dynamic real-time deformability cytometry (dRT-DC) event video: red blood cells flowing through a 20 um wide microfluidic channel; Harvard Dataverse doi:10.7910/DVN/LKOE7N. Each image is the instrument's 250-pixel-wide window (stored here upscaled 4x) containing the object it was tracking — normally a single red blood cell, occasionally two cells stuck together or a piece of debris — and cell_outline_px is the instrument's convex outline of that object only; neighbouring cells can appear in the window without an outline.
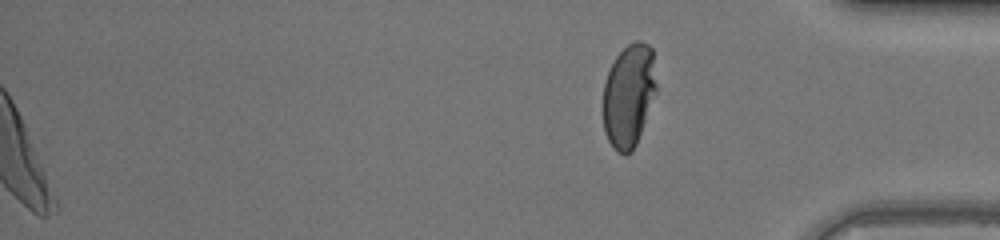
{"species": "human", "species_latin": "Homo sapiens", "temperature_condition": "warm", "stored_images_in_passage": 48, "segment_of_instrument_passage": [2, 2], "camera_frame_rate_fps": 3000, "um_per_image_px": 0.085, "donor": {"sex": "female"}, "frame": {"image": 1, "passage_image": 48, "time_ms": 15.667, "image_size_px": [1000, 240], "cell_outline_px": [[656, 92], [636, 144], [632, 152], [624, 156], [616, 152], [608, 140], [604, 132], [604, 84], [608, 72], [616, 56], [628, 44], [636, 40], [640, 40], [648, 44], [652, 48], [656, 84]], "centroid_in_image_um": [53.45, 8.13], "position_along_channel_um": 381.8, "area_um2": 31.96}}